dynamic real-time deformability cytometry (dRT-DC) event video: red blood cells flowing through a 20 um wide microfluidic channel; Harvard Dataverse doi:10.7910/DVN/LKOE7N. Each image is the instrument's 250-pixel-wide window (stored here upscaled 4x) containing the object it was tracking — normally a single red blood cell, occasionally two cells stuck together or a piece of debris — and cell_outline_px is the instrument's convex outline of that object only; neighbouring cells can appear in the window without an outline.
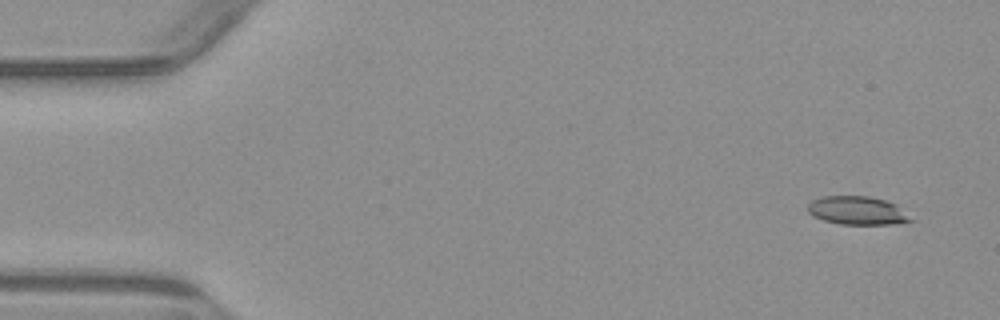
{"species": "common noctule bat (a hibernating species)", "species_latin": "Nyctalus noctula", "temperature_condition": "warm", "stored_images_in_passage": 5, "camera_frame_rate_fps": 3000, "um_per_image_px": 0.085, "animal": {"sex": "male", "body_mass_g": 23.1, "forearm_length_mm": 52.7}, "frame": {"image": 1, "passage_image": 1, "time_ms": 0.0, "image_size_px": [1000, 320], "cell_outline_px": [[916, 220], [892, 224], [840, 224], [824, 220], [812, 216], [808, 212], [808, 204], [812, 200], [824, 196], [868, 196], [884, 200], [896, 204]], "centroid_in_image_um": [72.88, 17.9], "position_along_channel_um": 12.1, "area_um2": 17.05}}
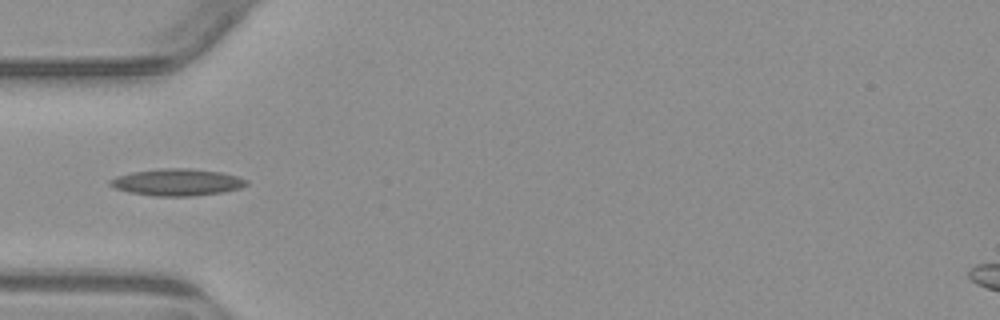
{"frame": {"image": 2, "passage_image": 5, "time_ms": 4.667, "image_size_px": [1000, 320], "cell_outline_px": [[248, 184], [240, 188], [224, 192], [196, 196], [156, 196], [128, 192], [116, 188], [108, 184], [108, 180], [116, 176], [132, 172], [164, 168], [188, 168], [220, 172], [236, 176], [248, 180]], "centroid_in_image_um": [15.05, 15.49], "position_along_channel_um": 69.9, "area_um2": 21.39}}